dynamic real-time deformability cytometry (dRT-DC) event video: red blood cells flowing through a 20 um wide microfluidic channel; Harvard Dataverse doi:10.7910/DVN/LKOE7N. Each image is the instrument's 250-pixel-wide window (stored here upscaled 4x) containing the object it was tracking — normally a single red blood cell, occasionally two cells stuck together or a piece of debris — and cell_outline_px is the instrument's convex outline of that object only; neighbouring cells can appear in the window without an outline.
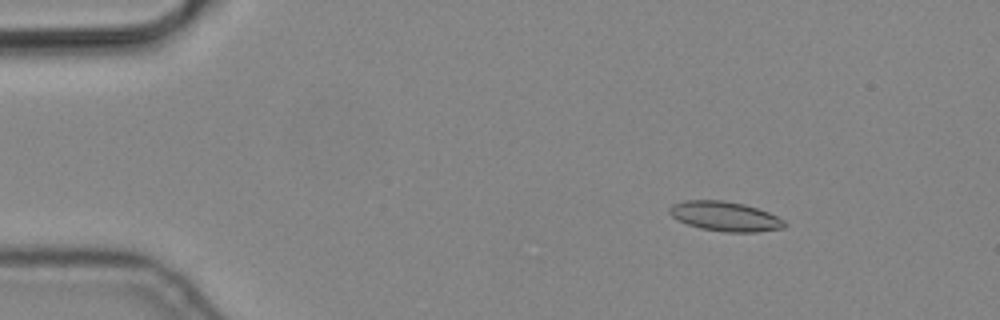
{"species": "common noctule bat (a hibernating species)", "species_latin": "Nyctalus noctula", "temperature_condition": "cold", "stored_images_in_passage": 9, "camera_frame_rate_fps": 3000, "um_per_image_px": 0.085, "animal": {"sex": "male", "body_mass_g": 19.2, "forearm_length_mm": 51.8}, "frame": {"image": 1, "passage_image": 2, "time_ms": 0.333, "image_size_px": [1000, 320], "cell_outline_px": [[788, 224], [784, 228], [756, 232], [724, 232], [700, 228], [688, 224], [672, 216], [668, 212], [668, 208], [672, 204], [684, 200], [724, 200], [744, 204], [768, 212], [784, 220]], "centroid_in_image_um": [61.63, 18.38], "position_along_channel_um": 23.4, "area_um2": 19.88}}
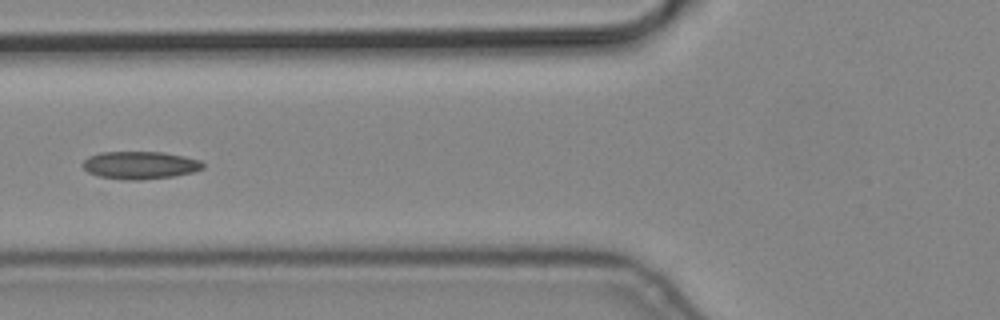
{"frame": {"image": 2, "passage_image": 6, "time_ms": 1.667, "image_size_px": [1000, 320], "cell_outline_px": [[204, 168], [192, 172], [172, 176], [140, 180], [128, 180], [100, 176], [88, 172], [80, 164], [88, 156], [100, 152], [164, 152], [184, 156], [200, 160], [204, 164]], "centroid_in_image_um": [11.89, 14.03], "position_along_channel_um": 113.9, "area_um2": 19.36}}
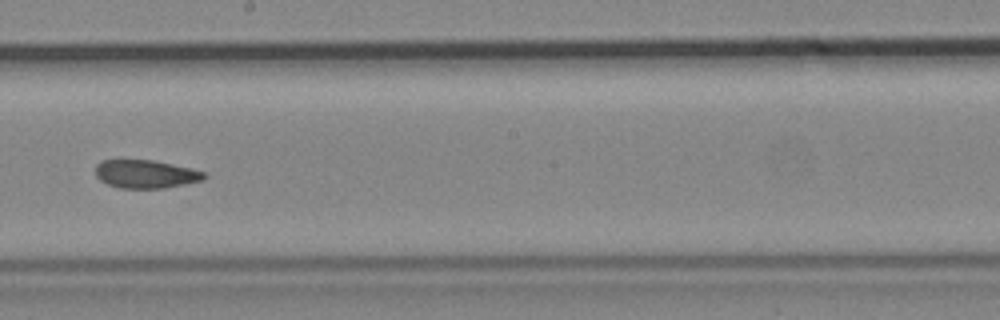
{"frame": {"image": 3, "passage_image": 9, "time_ms": 2.667, "image_size_px": [1000, 320], "cell_outline_px": [[208, 176], [204, 180], [164, 188], [120, 188], [108, 184], [100, 180], [96, 176], [96, 164], [100, 160], [152, 160], [192, 168], [204, 172]], "centroid_in_image_um": [12.39, 14.79], "position_along_channel_um": 235.8, "area_um2": 17.92}}